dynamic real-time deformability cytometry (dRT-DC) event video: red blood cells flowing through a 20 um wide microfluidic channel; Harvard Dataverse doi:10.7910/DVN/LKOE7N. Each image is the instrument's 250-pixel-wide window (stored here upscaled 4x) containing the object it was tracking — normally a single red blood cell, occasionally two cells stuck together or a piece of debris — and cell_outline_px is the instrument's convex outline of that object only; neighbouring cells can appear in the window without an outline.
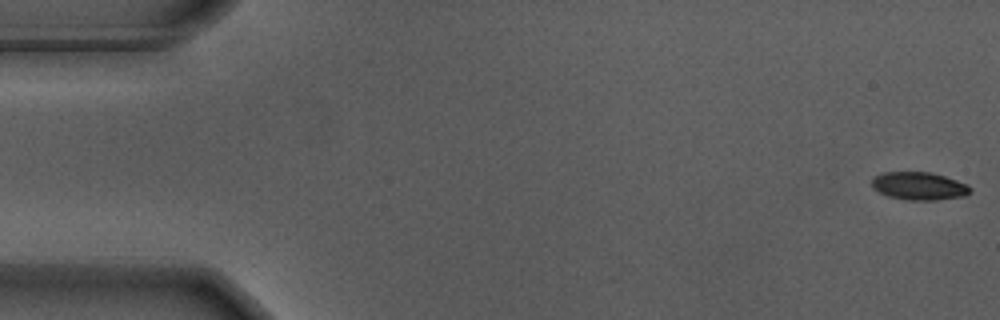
{"species": "Egyptian fruit bat (a non-hibernating species)", "species_latin": "Rousettus aegyptiacus", "temperature_condition": "warm", "stored_images_in_passage": 57, "camera_frame_rate_fps": 3000, "um_per_image_px": 0.085, "animal": {"sex": "male"}, "frame": {"image": 1, "passage_image": 1, "time_ms": 0.0, "image_size_px": [1000, 320], "cell_outline_px": [[972, 192], [964, 196], [936, 200], [912, 200], [888, 196], [872, 188], [872, 176], [884, 172], [932, 172], [968, 184], [972, 188]], "centroid_in_image_um": [78.13, 15.8], "position_along_channel_um": 6.9, "area_um2": 16.07}}
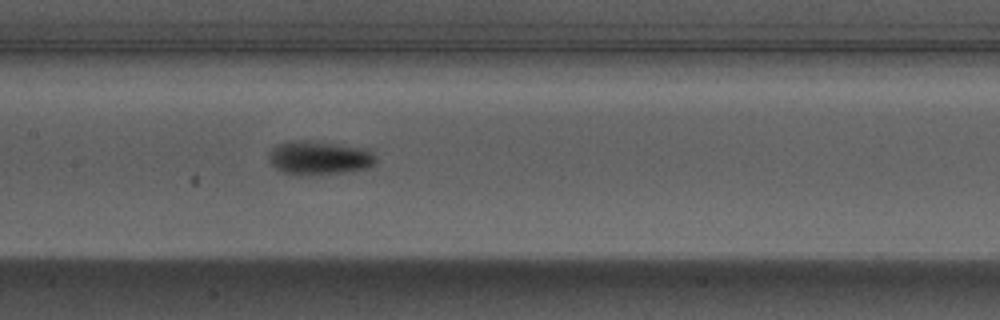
{"frame": {"image": 2, "passage_image": 27, "time_ms": 8.667, "image_size_px": [1000, 320], "cell_outline_px": [[376, 160], [368, 168], [344, 172], [308, 176], [292, 176], [276, 168], [268, 160], [268, 156], [272, 148], [280, 144], [292, 140], [300, 140], [336, 144], [368, 148], [376, 156]], "centroid_in_image_um": [27.12, 13.44], "position_along_channel_um": 180.3, "area_um2": 21.21}}
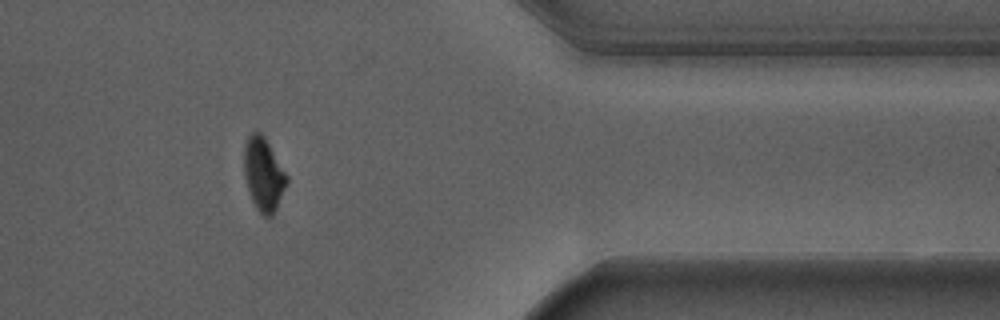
{"frame": {"image": 3, "passage_image": 46, "time_ms": 15.0, "image_size_px": [1000, 320], "cell_outline_px": [[288, 184], [272, 216], [264, 216], [256, 208], [252, 200], [244, 176], [244, 144], [248, 136], [252, 132], [260, 132], [264, 136], [288, 176]], "centroid_in_image_um": [22.4, 14.81], "position_along_channel_um": 389.0, "area_um2": 18.15}, "authors_computed_cell_mechanics": {"area_um2": 18.2648, "velocity_mm_per_s": 3.6699, "shape_relaxation_time_tau1_ms": 1.8611, "shape_relaxation_time_tau2_ms": null, "deformation_change_tau1": 0.1286, "deformation_change_tau2": null}}